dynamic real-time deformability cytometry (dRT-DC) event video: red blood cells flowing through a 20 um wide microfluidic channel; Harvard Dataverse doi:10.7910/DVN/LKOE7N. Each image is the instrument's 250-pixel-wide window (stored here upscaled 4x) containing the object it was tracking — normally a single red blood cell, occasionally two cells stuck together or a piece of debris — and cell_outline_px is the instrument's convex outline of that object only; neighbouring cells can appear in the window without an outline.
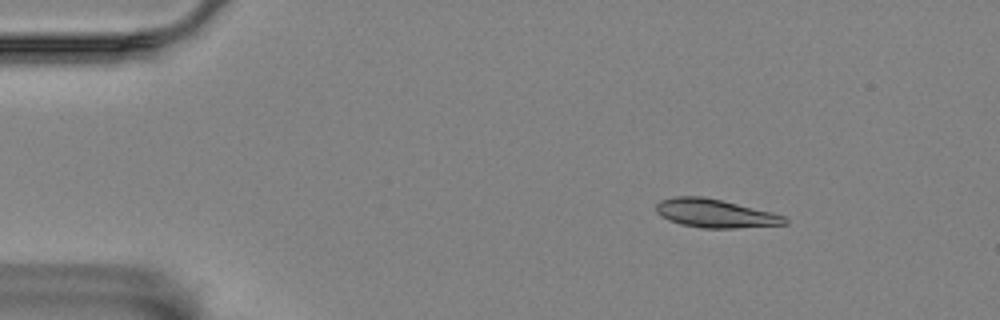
{"species": "Egyptian fruit bat (a non-hibernating species)", "species_latin": "Rousettus aegyptiacus", "temperature_condition": "room temperature", "stored_images_in_passage": 6, "camera_frame_rate_fps": 3000, "um_per_image_px": 0.085, "animal": {"sex": "female"}, "frame": {"image": 1, "passage_image": 2, "time_ms": 1.333, "image_size_px": [1000, 320], "cell_outline_px": [[788, 224], [736, 228], [700, 228], [680, 224], [668, 220], [660, 216], [656, 212], [656, 204], [660, 200], [676, 196], [704, 196], [772, 212], [784, 216], [788, 220]], "centroid_in_image_um": [60.76, 18.14], "position_along_channel_um": 24.2, "area_um2": 21.44}}